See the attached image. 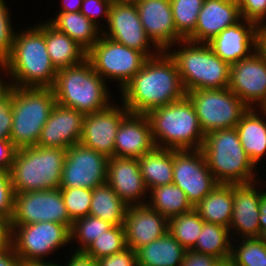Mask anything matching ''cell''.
Here are the masks:
<instances>
[{
	"instance_id": "1",
	"label": "cell",
	"mask_w": 266,
	"mask_h": 266,
	"mask_svg": "<svg viewBox=\"0 0 266 266\" xmlns=\"http://www.w3.org/2000/svg\"><path fill=\"white\" fill-rule=\"evenodd\" d=\"M121 90L123 105L135 114H147L186 96L177 66L166 51L148 58Z\"/></svg>"
},
{
	"instance_id": "2",
	"label": "cell",
	"mask_w": 266,
	"mask_h": 266,
	"mask_svg": "<svg viewBox=\"0 0 266 266\" xmlns=\"http://www.w3.org/2000/svg\"><path fill=\"white\" fill-rule=\"evenodd\" d=\"M0 68L12 76V87L51 88L57 69L47 51L45 23L17 32L12 52L0 62Z\"/></svg>"
},
{
	"instance_id": "3",
	"label": "cell",
	"mask_w": 266,
	"mask_h": 266,
	"mask_svg": "<svg viewBox=\"0 0 266 266\" xmlns=\"http://www.w3.org/2000/svg\"><path fill=\"white\" fill-rule=\"evenodd\" d=\"M146 116L156 147L173 150L202 148L205 134L194 105L187 96L180 101L157 107Z\"/></svg>"
},
{
	"instance_id": "4",
	"label": "cell",
	"mask_w": 266,
	"mask_h": 266,
	"mask_svg": "<svg viewBox=\"0 0 266 266\" xmlns=\"http://www.w3.org/2000/svg\"><path fill=\"white\" fill-rule=\"evenodd\" d=\"M105 83L91 62L85 59L78 65L58 69L51 88L57 103L90 114L110 105Z\"/></svg>"
},
{
	"instance_id": "5",
	"label": "cell",
	"mask_w": 266,
	"mask_h": 266,
	"mask_svg": "<svg viewBox=\"0 0 266 266\" xmlns=\"http://www.w3.org/2000/svg\"><path fill=\"white\" fill-rule=\"evenodd\" d=\"M201 150L218 183L248 184L257 180L254 173L256 166L242 147L235 128L209 132Z\"/></svg>"
},
{
	"instance_id": "6",
	"label": "cell",
	"mask_w": 266,
	"mask_h": 266,
	"mask_svg": "<svg viewBox=\"0 0 266 266\" xmlns=\"http://www.w3.org/2000/svg\"><path fill=\"white\" fill-rule=\"evenodd\" d=\"M180 43L182 49L171 52L169 48L166 52L177 66L186 93L229 86L231 65L217 56L207 43L188 40Z\"/></svg>"
},
{
	"instance_id": "7",
	"label": "cell",
	"mask_w": 266,
	"mask_h": 266,
	"mask_svg": "<svg viewBox=\"0 0 266 266\" xmlns=\"http://www.w3.org/2000/svg\"><path fill=\"white\" fill-rule=\"evenodd\" d=\"M66 149L31 146L17 149L10 170L14 193L57 189Z\"/></svg>"
},
{
	"instance_id": "8",
	"label": "cell",
	"mask_w": 266,
	"mask_h": 266,
	"mask_svg": "<svg viewBox=\"0 0 266 266\" xmlns=\"http://www.w3.org/2000/svg\"><path fill=\"white\" fill-rule=\"evenodd\" d=\"M10 140L19 149L36 146L56 100L52 88L12 87Z\"/></svg>"
},
{
	"instance_id": "9",
	"label": "cell",
	"mask_w": 266,
	"mask_h": 266,
	"mask_svg": "<svg viewBox=\"0 0 266 266\" xmlns=\"http://www.w3.org/2000/svg\"><path fill=\"white\" fill-rule=\"evenodd\" d=\"M194 108L204 134L235 128L249 109L230 89H199L186 93Z\"/></svg>"
},
{
	"instance_id": "10",
	"label": "cell",
	"mask_w": 266,
	"mask_h": 266,
	"mask_svg": "<svg viewBox=\"0 0 266 266\" xmlns=\"http://www.w3.org/2000/svg\"><path fill=\"white\" fill-rule=\"evenodd\" d=\"M9 242L21 262H42V257L70 240V230L60 223L39 222L8 226Z\"/></svg>"
},
{
	"instance_id": "11",
	"label": "cell",
	"mask_w": 266,
	"mask_h": 266,
	"mask_svg": "<svg viewBox=\"0 0 266 266\" xmlns=\"http://www.w3.org/2000/svg\"><path fill=\"white\" fill-rule=\"evenodd\" d=\"M87 59L104 80L108 77L110 80H118L122 89L143 67L148 57L101 34L87 52Z\"/></svg>"
},
{
	"instance_id": "12",
	"label": "cell",
	"mask_w": 266,
	"mask_h": 266,
	"mask_svg": "<svg viewBox=\"0 0 266 266\" xmlns=\"http://www.w3.org/2000/svg\"><path fill=\"white\" fill-rule=\"evenodd\" d=\"M54 222L71 229L70 219L60 188L15 193L14 212L8 226Z\"/></svg>"
},
{
	"instance_id": "13",
	"label": "cell",
	"mask_w": 266,
	"mask_h": 266,
	"mask_svg": "<svg viewBox=\"0 0 266 266\" xmlns=\"http://www.w3.org/2000/svg\"><path fill=\"white\" fill-rule=\"evenodd\" d=\"M108 157L82 143L66 149L59 188H88L106 183Z\"/></svg>"
},
{
	"instance_id": "14",
	"label": "cell",
	"mask_w": 266,
	"mask_h": 266,
	"mask_svg": "<svg viewBox=\"0 0 266 266\" xmlns=\"http://www.w3.org/2000/svg\"><path fill=\"white\" fill-rule=\"evenodd\" d=\"M195 207L219 183L201 149L173 150V182Z\"/></svg>"
},
{
	"instance_id": "15",
	"label": "cell",
	"mask_w": 266,
	"mask_h": 266,
	"mask_svg": "<svg viewBox=\"0 0 266 266\" xmlns=\"http://www.w3.org/2000/svg\"><path fill=\"white\" fill-rule=\"evenodd\" d=\"M228 88L248 108H266V57L258 49L231 65Z\"/></svg>"
},
{
	"instance_id": "16",
	"label": "cell",
	"mask_w": 266,
	"mask_h": 266,
	"mask_svg": "<svg viewBox=\"0 0 266 266\" xmlns=\"http://www.w3.org/2000/svg\"><path fill=\"white\" fill-rule=\"evenodd\" d=\"M107 24L109 31L101 30V34L109 39L136 49L148 58L155 57L161 52L156 50L155 54L151 52L149 45L152 41L141 24L134 1L112 2Z\"/></svg>"
},
{
	"instance_id": "17",
	"label": "cell",
	"mask_w": 266,
	"mask_h": 266,
	"mask_svg": "<svg viewBox=\"0 0 266 266\" xmlns=\"http://www.w3.org/2000/svg\"><path fill=\"white\" fill-rule=\"evenodd\" d=\"M109 105L107 108L85 114L80 143L105 156H114L115 137L122 120L130 113L123 105L121 108Z\"/></svg>"
},
{
	"instance_id": "18",
	"label": "cell",
	"mask_w": 266,
	"mask_h": 266,
	"mask_svg": "<svg viewBox=\"0 0 266 266\" xmlns=\"http://www.w3.org/2000/svg\"><path fill=\"white\" fill-rule=\"evenodd\" d=\"M141 24L156 51H167L182 39L177 35L170 0H134Z\"/></svg>"
},
{
	"instance_id": "19",
	"label": "cell",
	"mask_w": 266,
	"mask_h": 266,
	"mask_svg": "<svg viewBox=\"0 0 266 266\" xmlns=\"http://www.w3.org/2000/svg\"><path fill=\"white\" fill-rule=\"evenodd\" d=\"M85 114L55 103L41 130L37 146L67 149L80 143Z\"/></svg>"
},
{
	"instance_id": "20",
	"label": "cell",
	"mask_w": 266,
	"mask_h": 266,
	"mask_svg": "<svg viewBox=\"0 0 266 266\" xmlns=\"http://www.w3.org/2000/svg\"><path fill=\"white\" fill-rule=\"evenodd\" d=\"M124 229L127 247L137 250L168 232V219L147 204L128 206Z\"/></svg>"
},
{
	"instance_id": "21",
	"label": "cell",
	"mask_w": 266,
	"mask_h": 266,
	"mask_svg": "<svg viewBox=\"0 0 266 266\" xmlns=\"http://www.w3.org/2000/svg\"><path fill=\"white\" fill-rule=\"evenodd\" d=\"M106 182L127 206L147 203L140 201L141 197L148 194V189L141 175L138 159L109 157Z\"/></svg>"
},
{
	"instance_id": "22",
	"label": "cell",
	"mask_w": 266,
	"mask_h": 266,
	"mask_svg": "<svg viewBox=\"0 0 266 266\" xmlns=\"http://www.w3.org/2000/svg\"><path fill=\"white\" fill-rule=\"evenodd\" d=\"M242 23L239 20L207 42L212 51L230 65L257 50V24L243 18Z\"/></svg>"
},
{
	"instance_id": "23",
	"label": "cell",
	"mask_w": 266,
	"mask_h": 266,
	"mask_svg": "<svg viewBox=\"0 0 266 266\" xmlns=\"http://www.w3.org/2000/svg\"><path fill=\"white\" fill-rule=\"evenodd\" d=\"M241 19L239 6L235 0H204L195 31L186 40L207 43Z\"/></svg>"
},
{
	"instance_id": "24",
	"label": "cell",
	"mask_w": 266,
	"mask_h": 266,
	"mask_svg": "<svg viewBox=\"0 0 266 266\" xmlns=\"http://www.w3.org/2000/svg\"><path fill=\"white\" fill-rule=\"evenodd\" d=\"M156 147L146 114L129 113L115 137L114 157L140 158Z\"/></svg>"
},
{
	"instance_id": "25",
	"label": "cell",
	"mask_w": 266,
	"mask_h": 266,
	"mask_svg": "<svg viewBox=\"0 0 266 266\" xmlns=\"http://www.w3.org/2000/svg\"><path fill=\"white\" fill-rule=\"evenodd\" d=\"M257 181L233 184V214L229 230L241 233V238H259V204L263 193L255 189ZM260 192V193H259ZM236 228V229H235Z\"/></svg>"
},
{
	"instance_id": "26",
	"label": "cell",
	"mask_w": 266,
	"mask_h": 266,
	"mask_svg": "<svg viewBox=\"0 0 266 266\" xmlns=\"http://www.w3.org/2000/svg\"><path fill=\"white\" fill-rule=\"evenodd\" d=\"M186 251L168 231L136 250L137 266H181Z\"/></svg>"
},
{
	"instance_id": "27",
	"label": "cell",
	"mask_w": 266,
	"mask_h": 266,
	"mask_svg": "<svg viewBox=\"0 0 266 266\" xmlns=\"http://www.w3.org/2000/svg\"><path fill=\"white\" fill-rule=\"evenodd\" d=\"M45 43L52 64L61 69L72 67L87 59V52L48 21L45 22Z\"/></svg>"
},
{
	"instance_id": "28",
	"label": "cell",
	"mask_w": 266,
	"mask_h": 266,
	"mask_svg": "<svg viewBox=\"0 0 266 266\" xmlns=\"http://www.w3.org/2000/svg\"><path fill=\"white\" fill-rule=\"evenodd\" d=\"M194 209L203 221L229 228L233 214V184L219 183Z\"/></svg>"
},
{
	"instance_id": "29",
	"label": "cell",
	"mask_w": 266,
	"mask_h": 266,
	"mask_svg": "<svg viewBox=\"0 0 266 266\" xmlns=\"http://www.w3.org/2000/svg\"><path fill=\"white\" fill-rule=\"evenodd\" d=\"M255 110L249 108L235 129L249 159L257 165L266 153V122Z\"/></svg>"
},
{
	"instance_id": "30",
	"label": "cell",
	"mask_w": 266,
	"mask_h": 266,
	"mask_svg": "<svg viewBox=\"0 0 266 266\" xmlns=\"http://www.w3.org/2000/svg\"><path fill=\"white\" fill-rule=\"evenodd\" d=\"M48 22L58 31L68 35L86 52L95 45L101 35L100 26L94 24L81 12H59L54 19Z\"/></svg>"
},
{
	"instance_id": "31",
	"label": "cell",
	"mask_w": 266,
	"mask_h": 266,
	"mask_svg": "<svg viewBox=\"0 0 266 266\" xmlns=\"http://www.w3.org/2000/svg\"><path fill=\"white\" fill-rule=\"evenodd\" d=\"M138 162L148 191L173 182V149L155 147L138 158Z\"/></svg>"
},
{
	"instance_id": "32",
	"label": "cell",
	"mask_w": 266,
	"mask_h": 266,
	"mask_svg": "<svg viewBox=\"0 0 266 266\" xmlns=\"http://www.w3.org/2000/svg\"><path fill=\"white\" fill-rule=\"evenodd\" d=\"M128 206L106 182L92 190L89 215L112 225H123Z\"/></svg>"
},
{
	"instance_id": "33",
	"label": "cell",
	"mask_w": 266,
	"mask_h": 266,
	"mask_svg": "<svg viewBox=\"0 0 266 266\" xmlns=\"http://www.w3.org/2000/svg\"><path fill=\"white\" fill-rule=\"evenodd\" d=\"M150 199L146 203L152 209L158 211L168 220L174 216L190 212L194 209L185 192L174 183L156 186L149 189Z\"/></svg>"
},
{
	"instance_id": "34",
	"label": "cell",
	"mask_w": 266,
	"mask_h": 266,
	"mask_svg": "<svg viewBox=\"0 0 266 266\" xmlns=\"http://www.w3.org/2000/svg\"><path fill=\"white\" fill-rule=\"evenodd\" d=\"M229 233H231L229 228L204 221L197 243L192 250L220 260L229 258L232 249Z\"/></svg>"
},
{
	"instance_id": "35",
	"label": "cell",
	"mask_w": 266,
	"mask_h": 266,
	"mask_svg": "<svg viewBox=\"0 0 266 266\" xmlns=\"http://www.w3.org/2000/svg\"><path fill=\"white\" fill-rule=\"evenodd\" d=\"M203 220L193 209L168 220L169 233L186 249L192 250L203 227Z\"/></svg>"
},
{
	"instance_id": "36",
	"label": "cell",
	"mask_w": 266,
	"mask_h": 266,
	"mask_svg": "<svg viewBox=\"0 0 266 266\" xmlns=\"http://www.w3.org/2000/svg\"><path fill=\"white\" fill-rule=\"evenodd\" d=\"M204 0H170L177 35L186 40L194 31Z\"/></svg>"
},
{
	"instance_id": "37",
	"label": "cell",
	"mask_w": 266,
	"mask_h": 266,
	"mask_svg": "<svg viewBox=\"0 0 266 266\" xmlns=\"http://www.w3.org/2000/svg\"><path fill=\"white\" fill-rule=\"evenodd\" d=\"M114 225L98 217L87 215L73 221L70 229V240L76 239L80 242L76 251H85L89 245Z\"/></svg>"
},
{
	"instance_id": "38",
	"label": "cell",
	"mask_w": 266,
	"mask_h": 266,
	"mask_svg": "<svg viewBox=\"0 0 266 266\" xmlns=\"http://www.w3.org/2000/svg\"><path fill=\"white\" fill-rule=\"evenodd\" d=\"M127 248L123 225H114L111 229L97 237L84 251L95 260L110 256Z\"/></svg>"
},
{
	"instance_id": "39",
	"label": "cell",
	"mask_w": 266,
	"mask_h": 266,
	"mask_svg": "<svg viewBox=\"0 0 266 266\" xmlns=\"http://www.w3.org/2000/svg\"><path fill=\"white\" fill-rule=\"evenodd\" d=\"M231 249V256L239 266H266V245L259 238H243ZM235 248V249H234Z\"/></svg>"
},
{
	"instance_id": "40",
	"label": "cell",
	"mask_w": 266,
	"mask_h": 266,
	"mask_svg": "<svg viewBox=\"0 0 266 266\" xmlns=\"http://www.w3.org/2000/svg\"><path fill=\"white\" fill-rule=\"evenodd\" d=\"M67 213L72 221L86 217L90 212L92 189L60 188Z\"/></svg>"
},
{
	"instance_id": "41",
	"label": "cell",
	"mask_w": 266,
	"mask_h": 266,
	"mask_svg": "<svg viewBox=\"0 0 266 266\" xmlns=\"http://www.w3.org/2000/svg\"><path fill=\"white\" fill-rule=\"evenodd\" d=\"M8 12L5 1L0 0V62H3L11 54L16 36L11 29V17Z\"/></svg>"
},
{
	"instance_id": "42",
	"label": "cell",
	"mask_w": 266,
	"mask_h": 266,
	"mask_svg": "<svg viewBox=\"0 0 266 266\" xmlns=\"http://www.w3.org/2000/svg\"><path fill=\"white\" fill-rule=\"evenodd\" d=\"M14 195L10 173L0 171V218L8 224L13 217Z\"/></svg>"
},
{
	"instance_id": "43",
	"label": "cell",
	"mask_w": 266,
	"mask_h": 266,
	"mask_svg": "<svg viewBox=\"0 0 266 266\" xmlns=\"http://www.w3.org/2000/svg\"><path fill=\"white\" fill-rule=\"evenodd\" d=\"M239 6L241 18L257 25L266 18V0H235Z\"/></svg>"
},
{
	"instance_id": "44",
	"label": "cell",
	"mask_w": 266,
	"mask_h": 266,
	"mask_svg": "<svg viewBox=\"0 0 266 266\" xmlns=\"http://www.w3.org/2000/svg\"><path fill=\"white\" fill-rule=\"evenodd\" d=\"M111 4V0H82L80 12L96 25H99L96 17L101 15L106 17L108 23Z\"/></svg>"
},
{
	"instance_id": "45",
	"label": "cell",
	"mask_w": 266,
	"mask_h": 266,
	"mask_svg": "<svg viewBox=\"0 0 266 266\" xmlns=\"http://www.w3.org/2000/svg\"><path fill=\"white\" fill-rule=\"evenodd\" d=\"M97 266H137L136 251L127 247L110 256L97 259Z\"/></svg>"
},
{
	"instance_id": "46",
	"label": "cell",
	"mask_w": 266,
	"mask_h": 266,
	"mask_svg": "<svg viewBox=\"0 0 266 266\" xmlns=\"http://www.w3.org/2000/svg\"><path fill=\"white\" fill-rule=\"evenodd\" d=\"M12 121L11 98L8 97L0 104V140H10Z\"/></svg>"
},
{
	"instance_id": "47",
	"label": "cell",
	"mask_w": 266,
	"mask_h": 266,
	"mask_svg": "<svg viewBox=\"0 0 266 266\" xmlns=\"http://www.w3.org/2000/svg\"><path fill=\"white\" fill-rule=\"evenodd\" d=\"M219 261L214 256L187 250L181 266H217Z\"/></svg>"
},
{
	"instance_id": "48",
	"label": "cell",
	"mask_w": 266,
	"mask_h": 266,
	"mask_svg": "<svg viewBox=\"0 0 266 266\" xmlns=\"http://www.w3.org/2000/svg\"><path fill=\"white\" fill-rule=\"evenodd\" d=\"M17 149L11 140H0V171L10 172Z\"/></svg>"
},
{
	"instance_id": "49",
	"label": "cell",
	"mask_w": 266,
	"mask_h": 266,
	"mask_svg": "<svg viewBox=\"0 0 266 266\" xmlns=\"http://www.w3.org/2000/svg\"><path fill=\"white\" fill-rule=\"evenodd\" d=\"M21 263L10 242L0 248V266H20Z\"/></svg>"
},
{
	"instance_id": "50",
	"label": "cell",
	"mask_w": 266,
	"mask_h": 266,
	"mask_svg": "<svg viewBox=\"0 0 266 266\" xmlns=\"http://www.w3.org/2000/svg\"><path fill=\"white\" fill-rule=\"evenodd\" d=\"M65 266H97V261L84 251H76Z\"/></svg>"
},
{
	"instance_id": "51",
	"label": "cell",
	"mask_w": 266,
	"mask_h": 266,
	"mask_svg": "<svg viewBox=\"0 0 266 266\" xmlns=\"http://www.w3.org/2000/svg\"><path fill=\"white\" fill-rule=\"evenodd\" d=\"M260 24L257 25V49L266 57V23Z\"/></svg>"
},
{
	"instance_id": "52",
	"label": "cell",
	"mask_w": 266,
	"mask_h": 266,
	"mask_svg": "<svg viewBox=\"0 0 266 266\" xmlns=\"http://www.w3.org/2000/svg\"><path fill=\"white\" fill-rule=\"evenodd\" d=\"M263 193L260 195V204H259V225L260 233L266 230V192L262 190Z\"/></svg>"
},
{
	"instance_id": "53",
	"label": "cell",
	"mask_w": 266,
	"mask_h": 266,
	"mask_svg": "<svg viewBox=\"0 0 266 266\" xmlns=\"http://www.w3.org/2000/svg\"><path fill=\"white\" fill-rule=\"evenodd\" d=\"M62 9L60 12H80L82 0H62Z\"/></svg>"
},
{
	"instance_id": "54",
	"label": "cell",
	"mask_w": 266,
	"mask_h": 266,
	"mask_svg": "<svg viewBox=\"0 0 266 266\" xmlns=\"http://www.w3.org/2000/svg\"><path fill=\"white\" fill-rule=\"evenodd\" d=\"M9 242L8 223L0 218V248Z\"/></svg>"
},
{
	"instance_id": "55",
	"label": "cell",
	"mask_w": 266,
	"mask_h": 266,
	"mask_svg": "<svg viewBox=\"0 0 266 266\" xmlns=\"http://www.w3.org/2000/svg\"><path fill=\"white\" fill-rule=\"evenodd\" d=\"M1 79L2 78H0V100H7L12 89V84L5 83L3 79Z\"/></svg>"
},
{
	"instance_id": "56",
	"label": "cell",
	"mask_w": 266,
	"mask_h": 266,
	"mask_svg": "<svg viewBox=\"0 0 266 266\" xmlns=\"http://www.w3.org/2000/svg\"><path fill=\"white\" fill-rule=\"evenodd\" d=\"M20 266H53V263L49 262L48 263L46 261H42V262H22Z\"/></svg>"
},
{
	"instance_id": "57",
	"label": "cell",
	"mask_w": 266,
	"mask_h": 266,
	"mask_svg": "<svg viewBox=\"0 0 266 266\" xmlns=\"http://www.w3.org/2000/svg\"><path fill=\"white\" fill-rule=\"evenodd\" d=\"M259 239L262 241L263 244L266 245V230L260 233Z\"/></svg>"
},
{
	"instance_id": "58",
	"label": "cell",
	"mask_w": 266,
	"mask_h": 266,
	"mask_svg": "<svg viewBox=\"0 0 266 266\" xmlns=\"http://www.w3.org/2000/svg\"><path fill=\"white\" fill-rule=\"evenodd\" d=\"M112 2H121V1H134V0H111Z\"/></svg>"
},
{
	"instance_id": "59",
	"label": "cell",
	"mask_w": 266,
	"mask_h": 266,
	"mask_svg": "<svg viewBox=\"0 0 266 266\" xmlns=\"http://www.w3.org/2000/svg\"><path fill=\"white\" fill-rule=\"evenodd\" d=\"M263 113H262V116H263V114L265 115V117H266V108H262V110H261Z\"/></svg>"
},
{
	"instance_id": "60",
	"label": "cell",
	"mask_w": 266,
	"mask_h": 266,
	"mask_svg": "<svg viewBox=\"0 0 266 266\" xmlns=\"http://www.w3.org/2000/svg\"><path fill=\"white\" fill-rule=\"evenodd\" d=\"M59 265H60V264H58V263L55 264V263L53 262V266H59ZM61 266H62V265H61Z\"/></svg>"
}]
</instances>
